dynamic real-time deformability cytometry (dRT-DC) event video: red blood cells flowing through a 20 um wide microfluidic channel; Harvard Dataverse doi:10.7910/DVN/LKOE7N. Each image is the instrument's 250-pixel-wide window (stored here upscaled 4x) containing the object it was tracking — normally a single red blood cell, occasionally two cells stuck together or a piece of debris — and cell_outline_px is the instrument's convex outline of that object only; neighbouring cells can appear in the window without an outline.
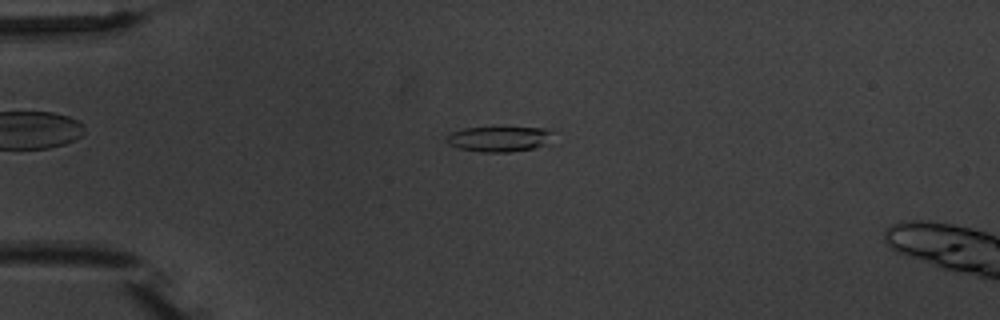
{"species": "common noctule bat (a hibernating species)", "species_latin": "Nyctalus noctula", "temperature_condition": "warm", "stored_images_in_passage": 7, "camera_frame_rate_fps": 3000, "um_per_image_px": 0.085, "animal": {"sex": "male", "body_mass_g": 20.1, "forearm_length_mm": 53.5}, "frame": {"image": 1, "passage_image": 5, "time_ms": 4.667, "image_size_px": [1000, 320], "cell_outline_px": [[552, 132], [548, 144], [532, 148], [508, 152], [480, 152], [460, 148], [448, 144], [444, 140], [452, 132], [464, 128], [544, 128]], "centroid_in_image_um": [42.4, 11.82], "position_along_channel_um": 42.6, "area_um2": 15.43}}
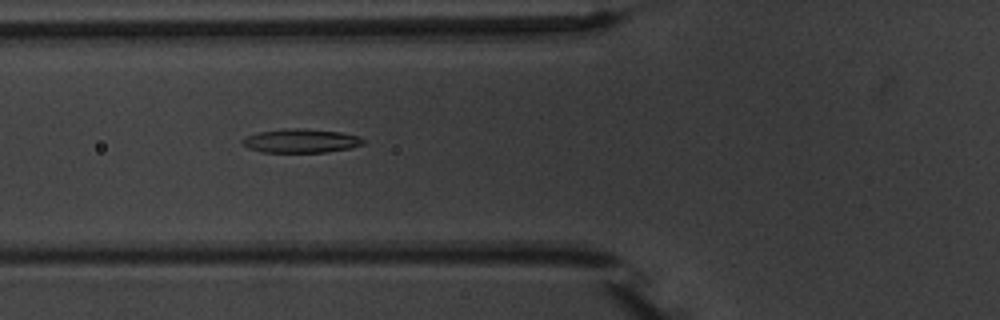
{"frame": {"image": 2, "passage_image": 7, "time_ms": 7.0, "image_size_px": [1000, 320], "cell_outline_px": [[364, 144], [352, 148], [324, 152], [260, 152], [248, 148], [240, 140], [248, 136], [260, 132], [292, 128], [296, 128], [340, 132], [360, 136], [364, 140]], "centroid_in_image_um": [25.61, 11.98], "position_along_channel_um": 100.2, "area_um2": 16.59}}